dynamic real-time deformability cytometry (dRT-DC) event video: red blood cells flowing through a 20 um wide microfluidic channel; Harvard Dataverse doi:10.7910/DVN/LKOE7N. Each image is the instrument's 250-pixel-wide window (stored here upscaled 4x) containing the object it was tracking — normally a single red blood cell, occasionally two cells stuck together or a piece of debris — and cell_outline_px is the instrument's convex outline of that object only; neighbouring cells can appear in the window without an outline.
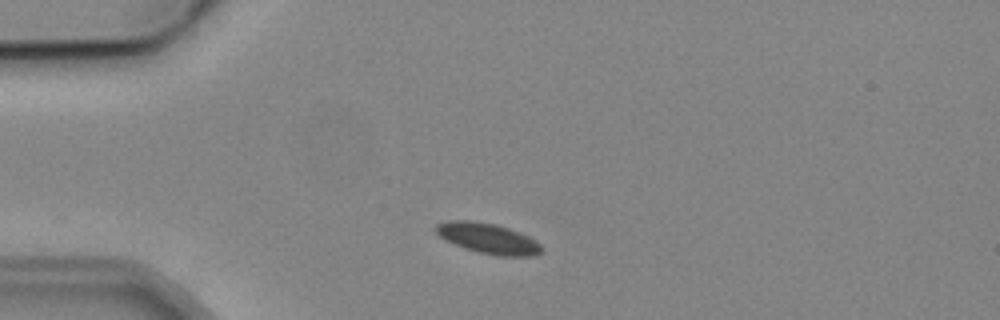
{"species": "common noctule bat (a hibernating species)", "species_latin": "Nyctalus noctula", "temperature_condition": "cold", "stored_images_in_passage": 4, "camera_frame_rate_fps": 3000, "um_per_image_px": 0.085, "animal": {"sex": "male", "body_mass_g": 19.2, "forearm_length_mm": 51.8}, "frame": {"image": 1, "passage_image": 4, "time_ms": 3.667, "image_size_px": [1000, 320], "cell_outline_px": [[544, 252], [536, 256], [496, 256], [464, 248], [444, 240], [436, 232], [436, 224], [448, 220], [468, 220], [496, 224], [508, 228], [528, 236], [536, 240], [544, 248]], "centroid_in_image_um": [41.52, 20.27], "position_along_channel_um": 43.5, "area_um2": 18.9}}